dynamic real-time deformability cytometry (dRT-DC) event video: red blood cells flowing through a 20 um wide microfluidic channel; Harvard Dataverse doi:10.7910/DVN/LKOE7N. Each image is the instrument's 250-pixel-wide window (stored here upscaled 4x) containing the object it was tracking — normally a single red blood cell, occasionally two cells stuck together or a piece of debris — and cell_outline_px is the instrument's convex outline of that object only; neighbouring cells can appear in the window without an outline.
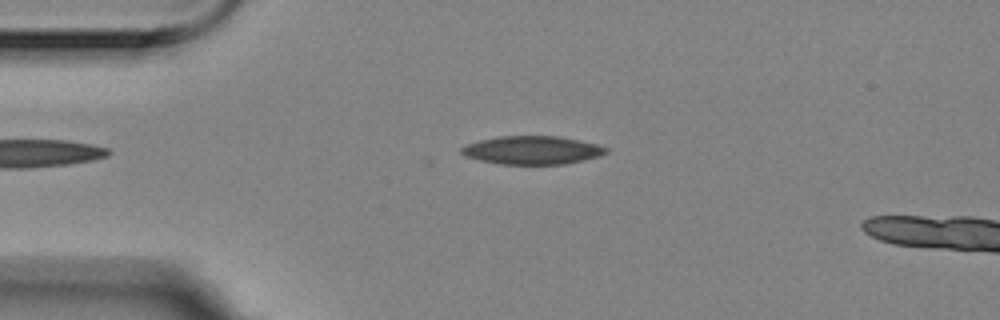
{"species": "Egyptian fruit bat (a non-hibernating species)", "species_latin": "Rousettus aegyptiacus", "temperature_condition": "room temperature", "stored_images_in_passage": 2, "camera_frame_rate_fps": 3000, "um_per_image_px": 0.085, "animal": {"sex": "female"}, "frame": {"image": 1, "passage_image": 2, "time_ms": 0.333, "image_size_px": [1000, 320], "cell_outline_px": [[608, 152], [600, 156], [584, 160], [564, 164], [500, 164], [480, 160], [464, 156], [460, 152], [460, 148], [464, 144], [480, 140], [500, 136], [556, 136], [580, 140], [596, 144], [608, 148]], "centroid_in_image_um": [45.22, 12.76], "position_along_channel_um": 39.8, "area_um2": 23.93}}